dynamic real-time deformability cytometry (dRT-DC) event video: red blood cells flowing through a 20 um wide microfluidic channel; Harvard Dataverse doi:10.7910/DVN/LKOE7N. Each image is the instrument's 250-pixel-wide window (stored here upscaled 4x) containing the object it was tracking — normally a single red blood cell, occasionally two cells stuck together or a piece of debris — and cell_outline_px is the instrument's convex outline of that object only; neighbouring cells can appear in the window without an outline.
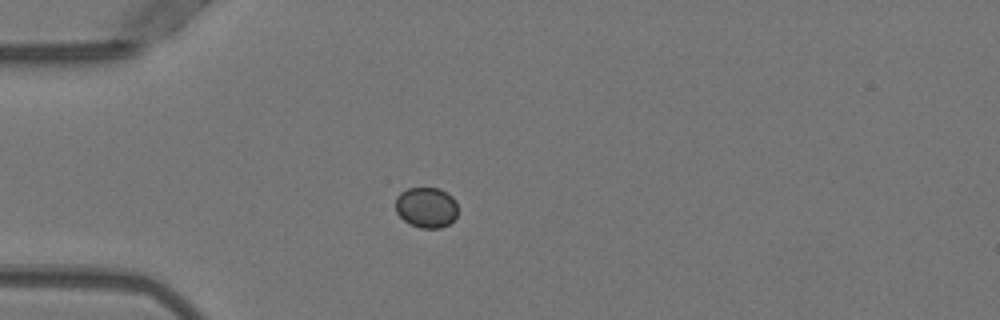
{"species": "Egyptian fruit bat (a non-hibernating species)", "species_latin": "Rousettus aegyptiacus", "temperature_condition": "warm", "stored_images_in_passage": 38, "camera_frame_rate_fps": 3000, "um_per_image_px": 0.085, "animal": {"sex": "female"}, "frame": {"image": 1, "passage_image": 1, "time_ms": 0.0, "image_size_px": [1000, 320], "cell_outline_px": [[456, 216], [448, 224], [440, 228], [420, 228], [404, 220], [396, 212], [396, 196], [400, 192], [408, 188], [440, 188], [452, 196], [456, 200]], "centroid_in_image_um": [36.23, 17.61], "position_along_channel_um": 48.8, "area_um2": 14.68}}
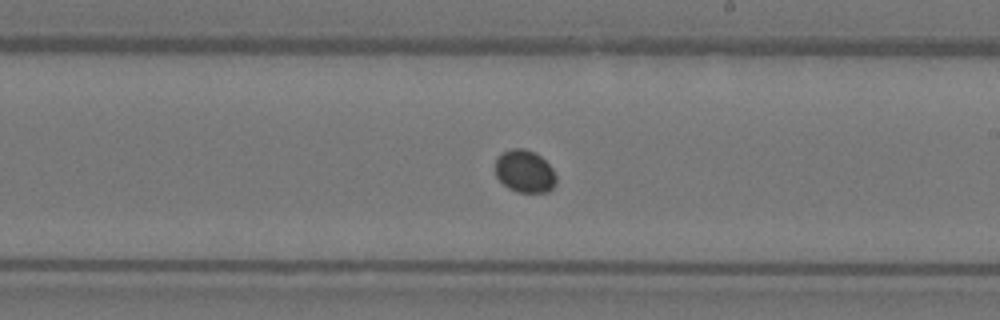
{"frame": {"image": 2, "passage_image": 17, "time_ms": 5.333, "image_size_px": [1000, 320], "cell_outline_px": [[556, 184], [548, 192], [516, 192], [508, 188], [496, 176], [496, 156], [512, 148], [524, 148], [536, 152], [552, 168], [556, 176]], "centroid_in_image_um": [44.6, 14.56], "position_along_channel_um": 244.4, "area_um2": 15.14}}
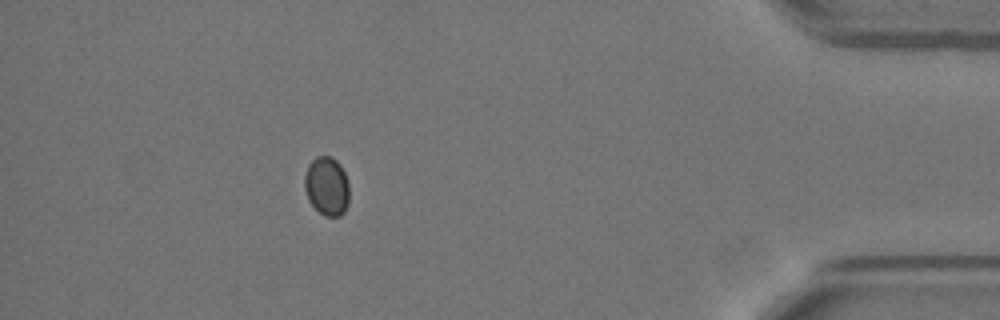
{"frame": {"image": 3, "passage_image": 33, "time_ms": 10.667, "image_size_px": [1000, 320], "cell_outline_px": [[348, 204], [344, 212], [340, 216], [324, 216], [308, 200], [304, 188], [304, 176], [308, 164], [316, 156], [332, 156], [340, 164], [344, 172], [348, 184]], "centroid_in_image_um": [27.76, 15.81], "position_along_channel_um": 407.4, "area_um2": 15.37}}